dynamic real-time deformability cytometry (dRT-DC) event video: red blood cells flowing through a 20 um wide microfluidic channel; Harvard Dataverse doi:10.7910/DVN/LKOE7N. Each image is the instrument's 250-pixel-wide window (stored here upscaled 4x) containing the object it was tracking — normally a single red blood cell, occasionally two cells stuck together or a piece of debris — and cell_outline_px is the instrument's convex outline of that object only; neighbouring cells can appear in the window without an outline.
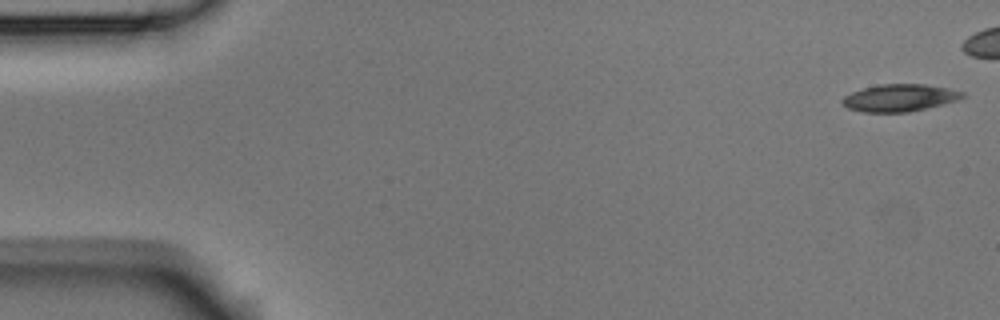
{"species": "Egyptian fruit bat (a non-hibernating species)", "species_latin": "Rousettus aegyptiacus", "temperature_condition": "room temperature", "stored_images_in_passage": 5, "camera_frame_rate_fps": 3000, "um_per_image_px": 0.085, "animal": {"sex": "male"}, "frame": {"image": 1, "passage_image": 1, "time_ms": 0.0, "image_size_px": [1000, 320], "cell_outline_px": [[964, 96], [956, 100], [908, 112], [864, 112], [848, 108], [840, 104], [840, 100], [844, 96], [852, 92], [864, 88], [880, 84], [924, 84], [948, 88], [964, 92]], "centroid_in_image_um": [76.4, 8.31], "position_along_channel_um": 8.6, "area_um2": 18.84}}